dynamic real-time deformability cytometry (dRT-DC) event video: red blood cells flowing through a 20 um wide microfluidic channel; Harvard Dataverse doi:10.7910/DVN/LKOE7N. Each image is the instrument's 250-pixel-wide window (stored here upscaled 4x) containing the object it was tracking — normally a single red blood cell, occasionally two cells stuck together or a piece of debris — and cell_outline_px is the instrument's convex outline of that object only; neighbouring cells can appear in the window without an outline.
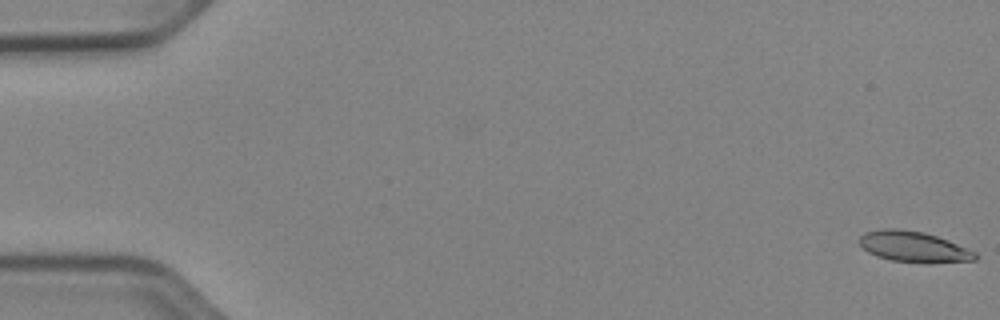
{"species": "Egyptian fruit bat (a non-hibernating species)", "species_latin": "Rousettus aegyptiacus", "temperature_condition": "cold", "stored_images_in_passage": 53, "camera_frame_rate_fps": 3000, "um_per_image_px": 0.085, "animal": {"sex": "female"}, "frame": {"image": 1, "passage_image": 1, "time_ms": 0.0, "image_size_px": [1000, 320], "cell_outline_px": [[980, 256], [976, 260], [892, 260], [876, 256], [868, 252], [860, 244], [860, 236], [864, 232], [884, 228], [896, 228], [924, 232], [948, 240], [976, 252]], "centroid_in_image_um": [77.6, 20.91], "position_along_channel_um": 7.4, "area_um2": 19.77}}
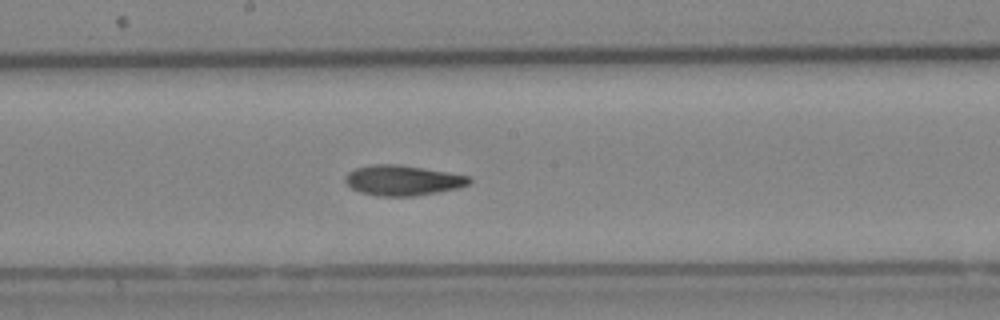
{"frame": {"image": 2, "passage_image": 29, "time_ms": 9.333, "image_size_px": [1000, 320], "cell_outline_px": [[472, 180], [468, 184], [460, 188], [412, 196], [380, 196], [360, 192], [352, 188], [344, 180], [344, 176], [348, 172], [356, 168], [372, 164], [396, 164], [424, 168], [448, 172], [468, 176]], "centroid_in_image_um": [34.22, 15.32], "position_along_channel_um": 214.0, "area_um2": 21.73}}
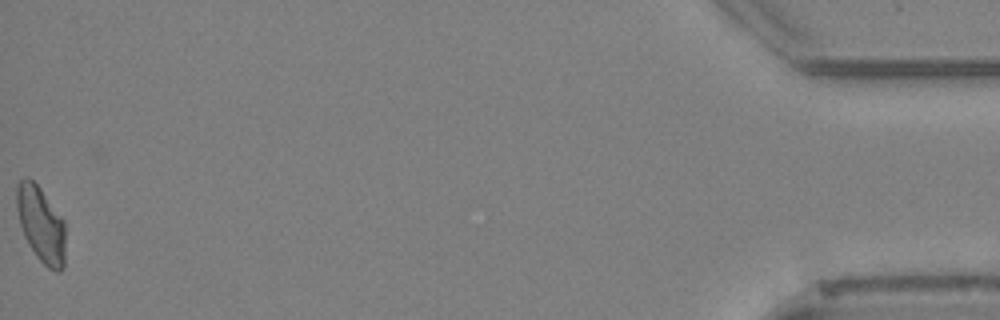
{"frame": {"image": 3, "passage_image": 53, "time_ms": 17.333, "image_size_px": [1000, 320], "cell_outline_px": [[64, 268], [60, 272], [56, 272], [48, 268], [36, 256], [28, 244], [24, 236], [20, 224], [16, 208], [16, 188], [20, 180], [24, 176], [28, 176], [40, 188], [64, 220]], "centroid_in_image_um": [3.47, 19.07], "position_along_channel_um": 431.7, "area_um2": 21.56}, "authors_computed_cell_mechanics": {"area_um2": 21.2126, "velocity_mm_per_s": 3.9186, "shape_relaxation_time_tau1_ms": null, "shape_relaxation_time_tau2_ms": 4.1557, "deformation_change_tau1": null, "deformation_change_tau2": 0.106}}